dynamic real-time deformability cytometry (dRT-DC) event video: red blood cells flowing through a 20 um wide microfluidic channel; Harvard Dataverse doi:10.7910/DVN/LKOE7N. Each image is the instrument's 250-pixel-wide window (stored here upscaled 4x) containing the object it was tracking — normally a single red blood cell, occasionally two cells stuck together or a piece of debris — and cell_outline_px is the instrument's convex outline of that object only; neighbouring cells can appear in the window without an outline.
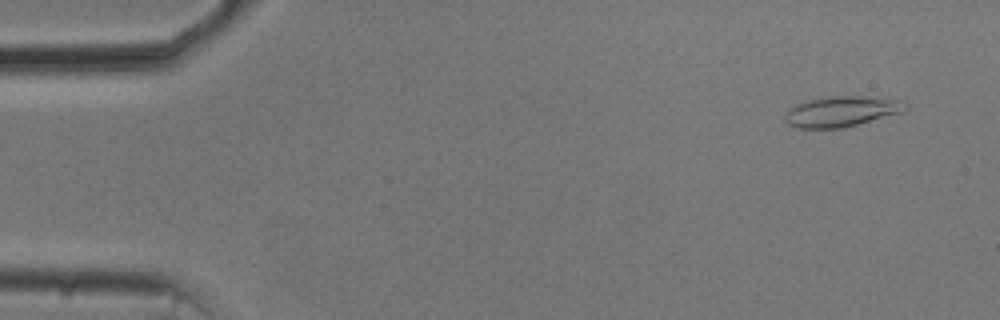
{"species": "common noctule bat (a hibernating species)", "species_latin": "Nyctalus noctula", "temperature_condition": "cold", "stored_images_in_passage": 54, "camera_frame_rate_fps": 3000, "um_per_image_px": 0.085, "animal": {"sex": "male", "body_mass_g": 20.5, "forearm_length_mm": 52.5}, "frame": {"image": 1, "passage_image": 4, "time_ms": 1.0, "image_size_px": [1000, 320], "cell_outline_px": [[904, 112], [840, 128], [800, 128], [788, 124], [784, 120], [784, 116], [796, 104], [808, 100], [832, 96], [860, 96], [904, 100]], "centroid_in_image_um": [71.52, 9.47], "position_along_channel_um": 13.5, "area_um2": 20.98}}
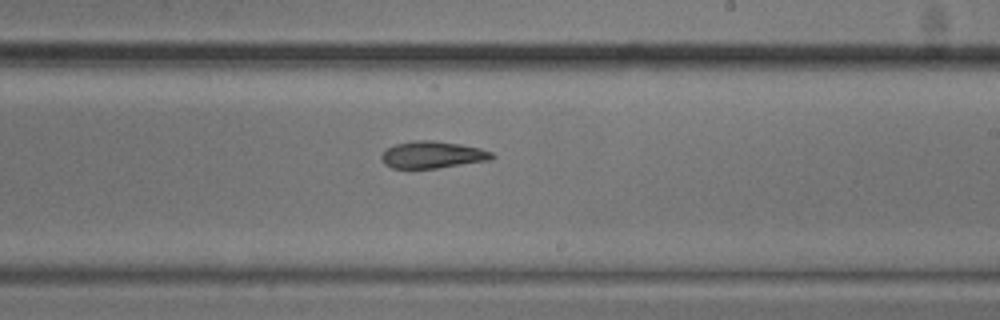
{"frame": {"image": 2, "passage_image": 32, "time_ms": 10.333, "image_size_px": [1000, 320], "cell_outline_px": [[496, 156], [492, 160], [436, 168], [392, 168], [384, 164], [380, 156], [388, 148], [396, 144], [412, 140], [432, 140], [460, 144], [480, 148], [492, 152]], "centroid_in_image_um": [36.79, 13.15], "position_along_channel_um": 252.2, "area_um2": 17.4}}
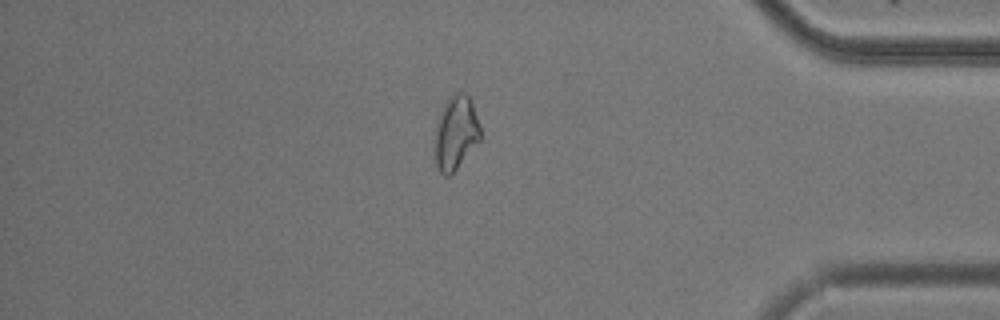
{"frame": {"image": 3, "passage_image": 46, "time_ms": 15.0, "image_size_px": [1000, 320], "cell_outline_px": [[480, 140], [456, 168], [448, 176], [444, 176], [440, 172], [436, 164], [436, 124], [440, 112], [448, 96], [456, 92], [464, 92], [472, 100], [480, 124]], "centroid_in_image_um": [38.76, 11.23], "position_along_channel_um": 396.4, "area_um2": 19.42}, "authors_computed_cell_mechanics": {"area_um2": 18.7272, "velocity_mm_per_s": 3.7335, "shape_relaxation_time_tau1_ms": 3.2084, "shape_relaxation_time_tau2_ms": 8.5347, "deformation_change_tau1": 0.1005, "deformation_change_tau2": 0.1716}}